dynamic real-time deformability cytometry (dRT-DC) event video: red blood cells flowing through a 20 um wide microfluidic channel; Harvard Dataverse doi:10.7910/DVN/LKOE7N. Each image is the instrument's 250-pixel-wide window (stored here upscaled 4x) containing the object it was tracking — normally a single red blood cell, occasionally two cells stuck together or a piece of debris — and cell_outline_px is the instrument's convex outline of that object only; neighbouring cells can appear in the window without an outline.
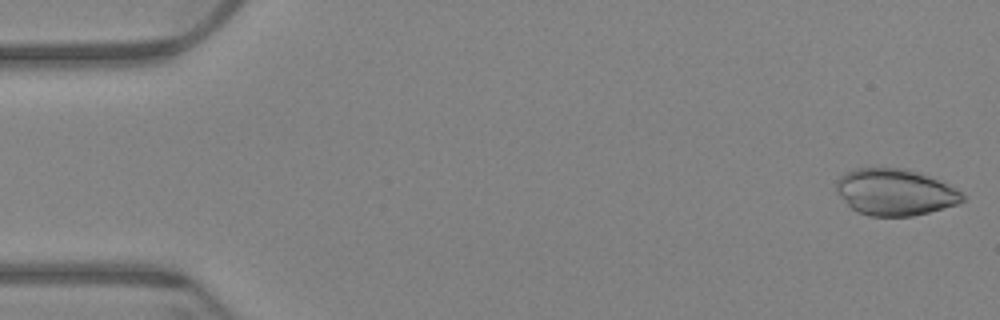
{"species": "Egyptian fruit bat (a non-hibernating species)", "species_latin": "Rousettus aegyptiacus", "temperature_condition": "warm", "stored_images_in_passage": 59, "camera_frame_rate_fps": 3000, "um_per_image_px": 0.085, "animal": {"sex": "female"}, "frame": {"image": 1, "passage_image": 1, "time_ms": 0.0, "image_size_px": [1000, 320], "cell_outline_px": [[964, 200], [956, 204], [928, 212], [912, 216], [868, 216], [856, 212], [836, 192], [836, 180], [840, 176], [856, 168], [904, 168], [920, 172], [960, 192], [964, 196]], "centroid_in_image_um": [76.02, 16.34], "position_along_channel_um": 9.0, "area_um2": 33.76}}
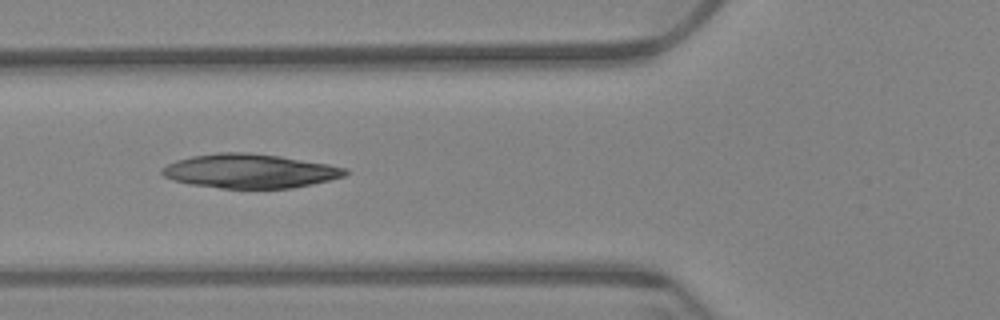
{"frame": {"image": 2, "passage_image": 22, "time_ms": 7.0, "image_size_px": [1000, 320], "cell_outline_px": [[348, 172], [344, 176], [312, 184], [292, 188], [220, 188], [188, 184], [172, 180], [164, 176], [160, 172], [160, 168], [176, 160], [192, 156], [216, 152], [248, 152], [280, 156], [328, 164], [348, 168]], "centroid_in_image_um": [21.2, 14.53], "position_along_channel_um": 104.6, "area_um2": 36.53}}
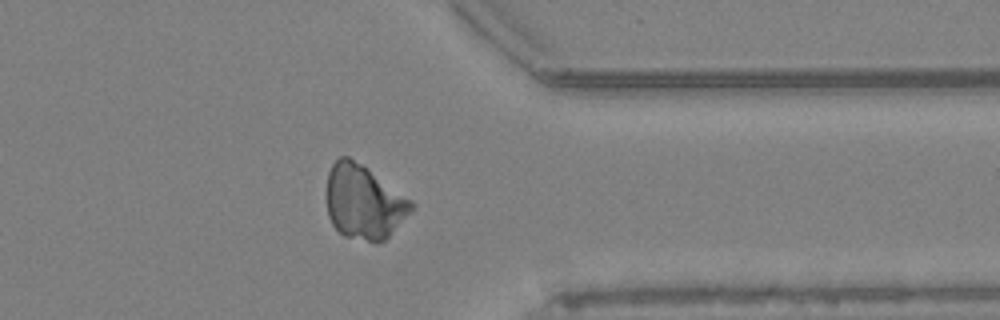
{"frame": {"image": 3, "passage_image": 47, "time_ms": 15.333, "image_size_px": [1000, 320], "cell_outline_px": [[416, 204], [388, 236], [384, 240], [376, 244], [344, 236], [332, 224], [328, 216], [328, 172], [332, 164], [340, 156], [348, 156], [360, 164], [412, 200]], "centroid_in_image_um": [30.91, 17.2], "position_along_channel_um": 380.5, "area_um2": 35.95}}